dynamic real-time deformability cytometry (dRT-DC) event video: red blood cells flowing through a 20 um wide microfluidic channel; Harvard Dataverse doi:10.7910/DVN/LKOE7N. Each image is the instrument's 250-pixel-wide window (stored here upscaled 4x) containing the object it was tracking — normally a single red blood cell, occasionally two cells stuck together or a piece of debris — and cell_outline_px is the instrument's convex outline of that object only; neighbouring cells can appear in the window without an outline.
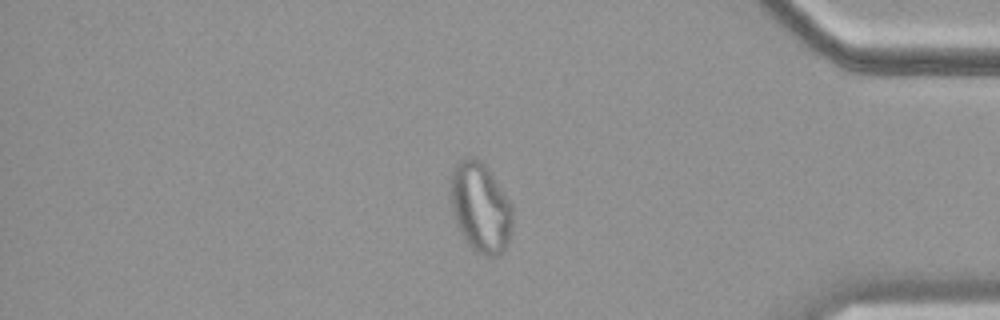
{"species": "common noctule bat (a hibernating species)", "species_latin": "Nyctalus noctula", "temperature_condition": "cold", "stored_images_in_passage": 56, "camera_frame_rate_fps": 3000, "um_per_image_px": 0.085, "animal": {"sex": "female", "body_mass_g": 19.9}, "frame": {"image": 1, "passage_image": 48, "time_ms": 15.667, "image_size_px": [1000, 320], "cell_outline_px": [[512, 224], [508, 244], [500, 256], [484, 256], [476, 252], [468, 244], [460, 232], [452, 208], [452, 172], [456, 164], [460, 160], [468, 156], [472, 156], [480, 160], [488, 168], [508, 200], [512, 208]], "centroid_in_image_um": [40.86, 17.66], "position_along_channel_um": 394.3, "area_um2": 32.02}}